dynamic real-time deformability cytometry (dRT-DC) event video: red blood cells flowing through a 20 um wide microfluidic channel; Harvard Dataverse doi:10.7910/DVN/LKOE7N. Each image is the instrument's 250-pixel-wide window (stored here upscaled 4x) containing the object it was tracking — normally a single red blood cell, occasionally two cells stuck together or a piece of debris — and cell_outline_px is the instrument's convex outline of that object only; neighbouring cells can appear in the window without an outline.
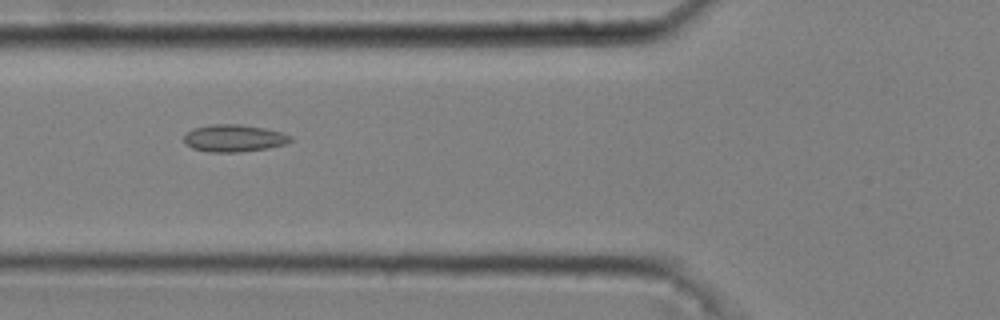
{"species": "common noctule bat (a hibernating species)", "species_latin": "Nyctalus noctula", "temperature_condition": "cold", "stored_images_in_passage": 33, "camera_frame_rate_fps": 3000, "um_per_image_px": 0.085, "animal": {"sex": "male", "body_mass_g": 20.4}, "frame": {"image": 1, "passage_image": 4, "time_ms": 1.0, "image_size_px": [1000, 320], "cell_outline_px": [[292, 140], [284, 144], [268, 148], [240, 152], [208, 152], [192, 148], [184, 140], [184, 136], [188, 132], [196, 128], [212, 124], [240, 124], [264, 128], [280, 132], [292, 136]], "centroid_in_image_um": [19.9, 11.75], "position_along_channel_um": 105.9, "area_um2": 16.7}}
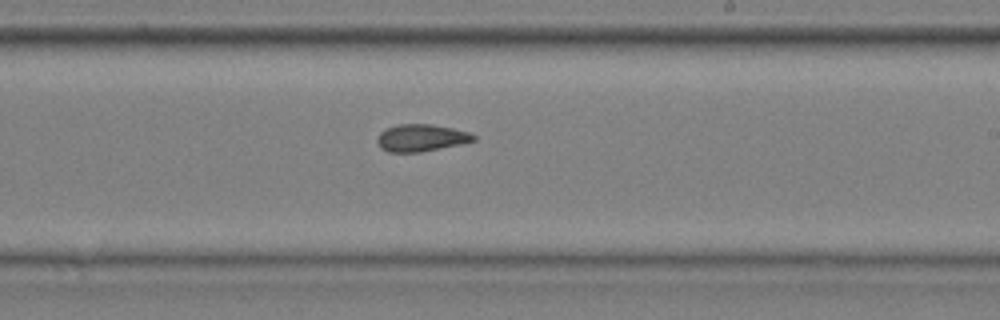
{"frame": {"image": 2, "passage_image": 16, "time_ms": 5.0, "image_size_px": [1000, 320], "cell_outline_px": [[476, 140], [464, 144], [420, 152], [388, 152], [380, 148], [376, 140], [380, 132], [396, 124], [432, 124], [452, 128], [468, 132], [476, 136]], "centroid_in_image_um": [35.81, 11.72], "position_along_channel_um": 253.2, "area_um2": 15.37}}
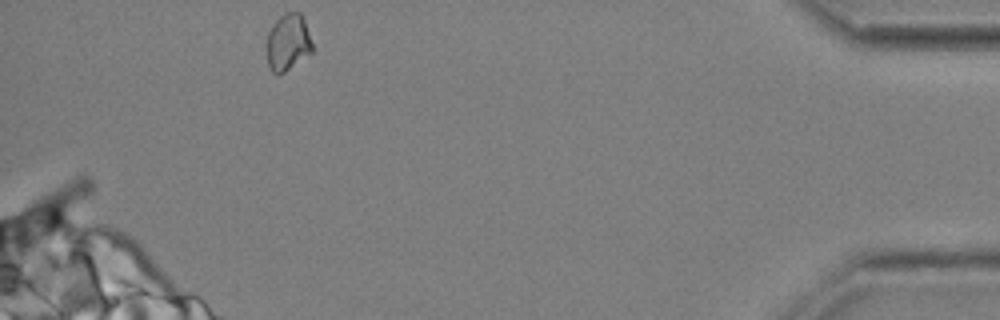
{"frame": {"image": 3, "passage_image": 33, "time_ms": 10.667, "image_size_px": [1000, 320], "cell_outline_px": [[312, 52], [284, 72], [272, 72], [268, 68], [268, 32], [272, 24], [284, 12], [300, 12], [304, 20], [312, 44]], "centroid_in_image_um": [24.47, 3.57], "position_along_channel_um": 410.7, "area_um2": 14.74}, "authors_computed_cell_mechanics": {"area_um2": 15.3748, "velocity_mm_per_s": 3.6798, "shape_relaxation_time_tau1_ms": null, "shape_relaxation_time_tau2_ms": 3.0769, "deformation_change_tau1": null, "deformation_change_tau2": 0.0805}}